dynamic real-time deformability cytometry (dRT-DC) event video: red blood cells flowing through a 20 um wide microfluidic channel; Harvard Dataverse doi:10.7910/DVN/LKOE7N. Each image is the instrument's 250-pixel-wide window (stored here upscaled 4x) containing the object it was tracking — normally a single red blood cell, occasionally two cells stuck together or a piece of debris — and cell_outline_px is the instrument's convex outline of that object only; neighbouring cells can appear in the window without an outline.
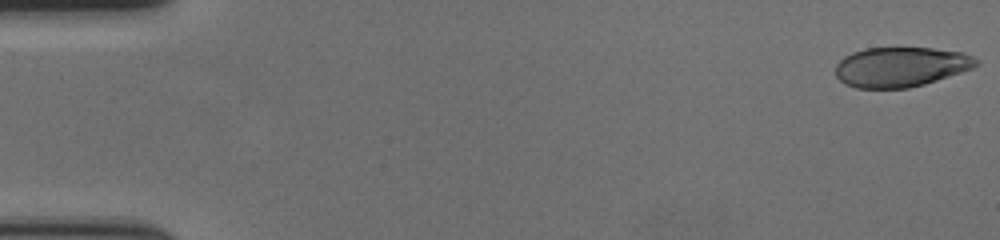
{"species": "human", "species_latin": "Homo sapiens", "temperature_condition": "cold", "stored_images_in_passage": 59, "camera_frame_rate_fps": 3000, "um_per_image_px": 0.085, "donor": {"sex": "female"}, "frame": {"image": 1, "passage_image": 1, "time_ms": 0.0, "image_size_px": [1000, 240], "cell_outline_px": [[980, 64], [972, 68], [924, 84], [908, 88], [856, 88], [844, 84], [836, 76], [836, 64], [844, 56], [852, 52], [864, 48], [932, 48], [964, 52], [980, 60]], "centroid_in_image_um": [76.56, 5.68], "position_along_channel_um": 8.4, "area_um2": 32.71}}
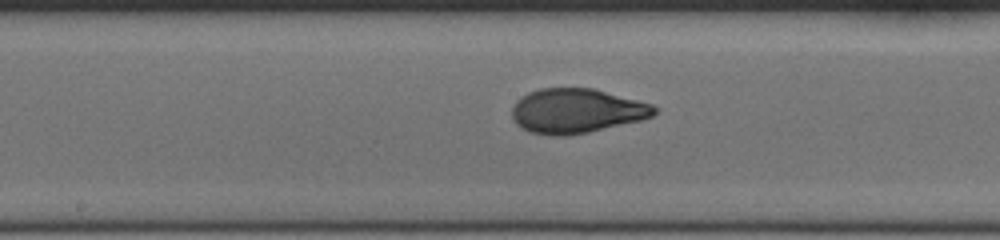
{"frame": {"image": 2, "passage_image": 31, "time_ms": 10.0, "image_size_px": [1000, 240], "cell_outline_px": [[656, 112], [652, 116], [640, 120], [588, 132], [568, 136], [552, 136], [528, 132], [520, 128], [512, 120], [512, 108], [516, 100], [520, 96], [528, 92], [540, 88], [592, 88], [652, 104], [656, 108]], "centroid_in_image_um": [48.93, 9.43], "position_along_channel_um": 199.3, "area_um2": 37.05}}
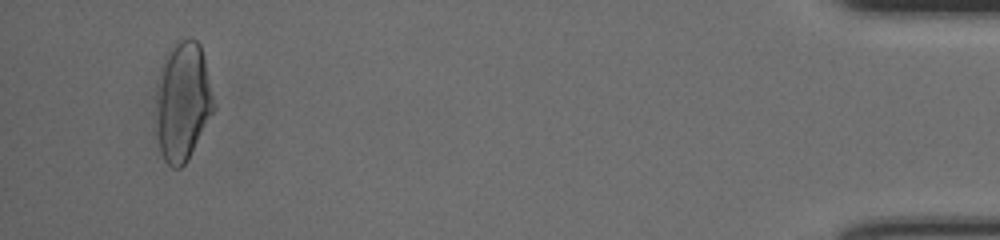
{"frame": {"image": 3, "passage_image": 56, "time_ms": 18.333, "image_size_px": [1000, 240], "cell_outline_px": [[216, 108], [188, 160], [180, 168], [172, 168], [164, 160], [160, 152], [156, 136], [156, 84], [168, 48], [180, 36], [192, 36], [200, 44]], "centroid_in_image_um": [15.51, 8.6], "position_along_channel_um": 419.7, "area_um2": 40.86}, "authors_computed_cell_mechanics": {"area_um2": 36.4718, "velocity_mm_per_s": 3.5536, "shape_relaxation_time_tau1_ms": 4.5948, "shape_relaxation_time_tau2_ms": 1.0071, "deformation_change_tau1": 0.1888, "deformation_change_tau2": 0.0514}}